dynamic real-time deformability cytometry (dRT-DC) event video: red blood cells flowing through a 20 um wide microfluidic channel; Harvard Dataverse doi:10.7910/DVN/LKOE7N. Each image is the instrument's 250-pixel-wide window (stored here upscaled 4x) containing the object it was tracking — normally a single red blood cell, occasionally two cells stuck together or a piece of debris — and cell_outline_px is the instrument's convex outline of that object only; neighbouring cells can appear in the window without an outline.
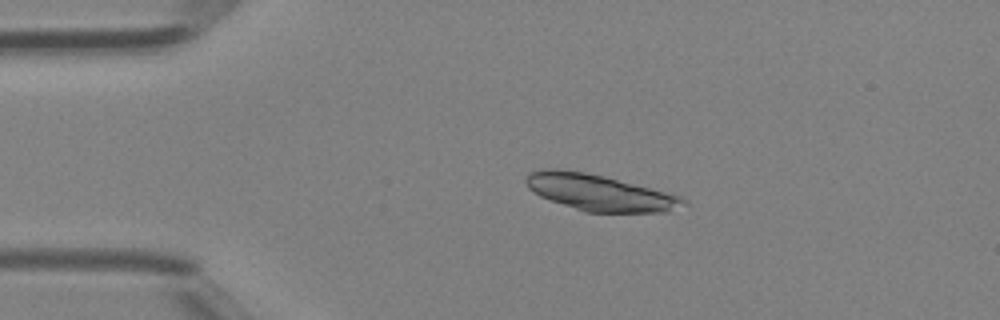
{"species": "Egyptian fruit bat (a non-hibernating species)", "species_latin": "Rousettus aegyptiacus", "temperature_condition": "room temperature", "stored_images_in_passage": 39, "camera_frame_rate_fps": 3000, "um_per_image_px": 0.085, "animal": {"sex": "female"}, "frame": {"image": 1, "passage_image": 6, "time_ms": 1.667, "image_size_px": [1000, 320], "cell_outline_px": [[688, 204], [668, 212], [584, 212], [540, 196], [528, 188], [524, 180], [528, 172], [540, 168], [560, 168], [584, 172], [604, 176], [680, 196], [688, 200]], "centroid_in_image_um": [50.92, 16.36], "position_along_channel_um": 34.1, "area_um2": 33.23}}